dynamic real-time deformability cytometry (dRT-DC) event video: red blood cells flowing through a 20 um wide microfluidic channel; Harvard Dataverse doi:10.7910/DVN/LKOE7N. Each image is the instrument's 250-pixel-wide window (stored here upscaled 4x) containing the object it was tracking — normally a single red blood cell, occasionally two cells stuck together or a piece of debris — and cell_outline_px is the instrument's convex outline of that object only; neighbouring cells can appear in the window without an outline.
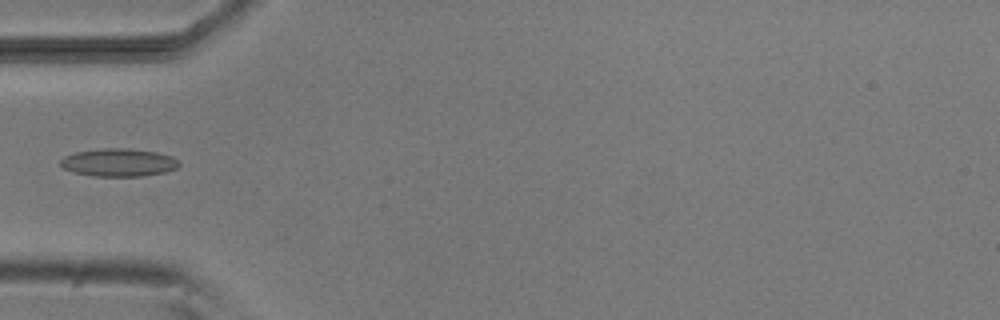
{"species": "common noctule bat (a hibernating species)", "species_latin": "Nyctalus noctula", "temperature_condition": "room temperature", "stored_images_in_passage": 4, "camera_frame_rate_fps": 3000, "um_per_image_px": 0.085, "animal": {"sex": "male", "body_mass_g": 20.5, "forearm_length_mm": 52.5}, "frame": {"image": 1, "passage_image": 4, "time_ms": 4.333, "image_size_px": [1000, 320], "cell_outline_px": [[180, 164], [176, 168], [164, 172], [144, 176], [92, 176], [72, 172], [64, 168], [60, 164], [60, 160], [64, 156], [76, 152], [104, 148], [128, 148], [156, 152], [172, 156]], "centroid_in_image_um": [10.06, 13.81], "position_along_channel_um": 74.9, "area_um2": 19.25}}